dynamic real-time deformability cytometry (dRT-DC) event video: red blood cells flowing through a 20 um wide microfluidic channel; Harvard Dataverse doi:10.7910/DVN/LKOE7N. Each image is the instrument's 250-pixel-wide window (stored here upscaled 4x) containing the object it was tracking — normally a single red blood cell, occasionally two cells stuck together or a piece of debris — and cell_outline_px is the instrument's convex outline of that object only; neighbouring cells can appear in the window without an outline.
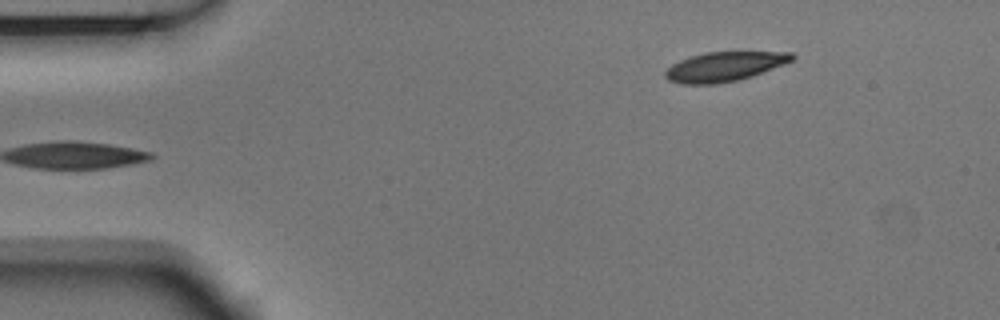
{"species": "Egyptian fruit bat (a non-hibernating species)", "species_latin": "Rousettus aegyptiacus", "temperature_condition": "room temperature", "stored_images_in_passage": 3, "camera_frame_rate_fps": 3000, "um_per_image_px": 0.085, "animal": {"sex": "male"}, "frame": {"image": 1, "passage_image": 3, "time_ms": 0.667, "image_size_px": [1000, 320], "cell_outline_px": [[796, 56], [792, 60], [784, 64], [752, 76], [740, 80], [716, 84], [680, 84], [668, 80], [664, 76], [664, 72], [672, 64], [680, 60], [704, 52], [792, 52]], "centroid_in_image_um": [61.56, 5.67], "position_along_channel_um": 23.4, "area_um2": 21.79}}